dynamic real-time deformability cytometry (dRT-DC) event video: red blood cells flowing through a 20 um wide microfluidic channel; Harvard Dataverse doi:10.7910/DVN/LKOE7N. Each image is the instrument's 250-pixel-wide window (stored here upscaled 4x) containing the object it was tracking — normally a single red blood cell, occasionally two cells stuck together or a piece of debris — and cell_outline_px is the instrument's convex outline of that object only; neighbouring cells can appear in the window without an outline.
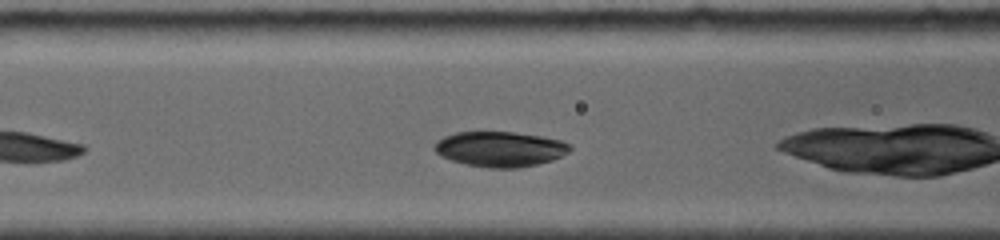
{"species": "common noctule bat (a hibernating species)", "species_latin": "Nyctalus noctula", "temperature_condition": "room temperature", "stored_images_in_passage": 19, "camera_frame_rate_fps": 4000, "um_per_image_px": 0.085, "animal": {"sex": "female", "body_mass_g": 19.0, "forearm_length_mm": 56.7}, "frame": {"image": 1, "passage_image": 4, "time_ms": 1.25, "image_size_px": [1000, 240], "cell_outline_px": [[572, 148], [568, 152], [552, 160], [520, 168], [488, 168], [468, 164], [452, 160], [436, 152], [436, 144], [444, 136], [456, 132], [512, 132], [540, 136], [560, 140], [568, 144]], "centroid_in_image_um": [42.54, 12.67], "position_along_channel_um": 124.1, "area_um2": 27.28}}